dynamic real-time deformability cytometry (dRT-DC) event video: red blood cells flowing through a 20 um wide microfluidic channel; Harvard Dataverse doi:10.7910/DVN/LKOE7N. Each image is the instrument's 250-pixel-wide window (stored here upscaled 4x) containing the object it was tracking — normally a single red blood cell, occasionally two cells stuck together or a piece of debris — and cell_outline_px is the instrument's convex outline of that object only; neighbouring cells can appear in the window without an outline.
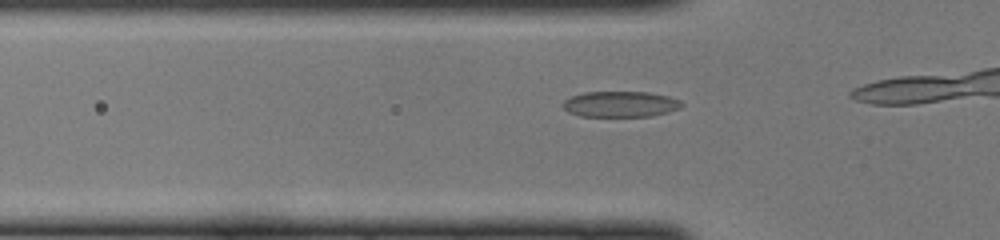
{"species": "common noctule bat (a hibernating species)", "species_latin": "Nyctalus noctula", "temperature_condition": "cold", "stored_images_in_passage": 15, "camera_frame_rate_fps": 3000, "um_per_image_px": 0.085, "animal": {"sex": "female", "body_mass_g": 22.0, "forearm_length_mm": 56.7}, "frame": {"image": 1, "passage_image": 11, "time_ms": 3.333, "image_size_px": [1000, 240], "cell_outline_px": [[684, 104], [680, 108], [668, 112], [652, 116], [580, 116], [568, 112], [560, 104], [564, 100], [572, 96], [584, 92], [648, 92], [668, 96], [680, 100]], "centroid_in_image_um": [52.73, 8.85], "position_along_channel_um": 73.1, "area_um2": 17.92}}